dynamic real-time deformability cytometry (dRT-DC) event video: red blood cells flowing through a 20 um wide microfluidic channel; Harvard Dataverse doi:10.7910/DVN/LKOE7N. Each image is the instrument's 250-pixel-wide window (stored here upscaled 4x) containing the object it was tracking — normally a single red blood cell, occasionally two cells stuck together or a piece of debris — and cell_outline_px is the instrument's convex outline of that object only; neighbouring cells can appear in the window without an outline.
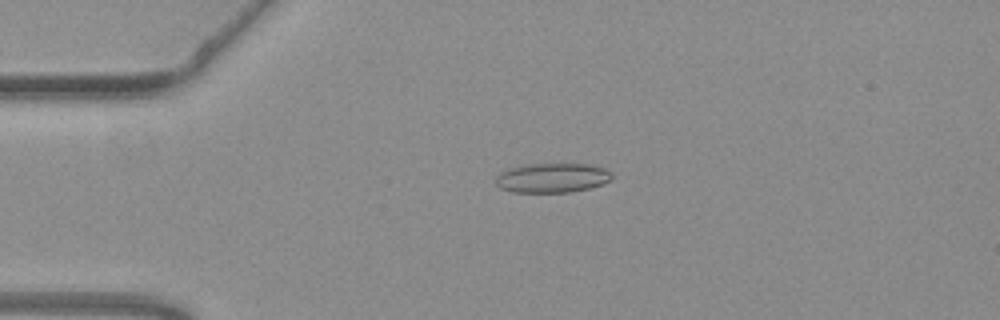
{"species": "common noctule bat (a hibernating species)", "species_latin": "Nyctalus noctula", "temperature_condition": "warm", "stored_images_in_passage": 44, "camera_frame_rate_fps": 3000, "um_per_image_px": 0.085, "animal": {"sex": "female", "body_mass_g": 19.3, "forearm_length_mm": 54.1}, "frame": {"image": 1, "passage_image": 2, "time_ms": 0.333, "image_size_px": [1000, 320], "cell_outline_px": [[612, 180], [588, 188], [572, 192], [512, 192], [500, 188], [496, 184], [496, 176], [500, 172], [508, 168], [528, 164], [588, 164], [604, 168], [612, 172]], "centroid_in_image_um": [46.92, 15.11], "position_along_channel_um": 38.1, "area_um2": 20.0}}
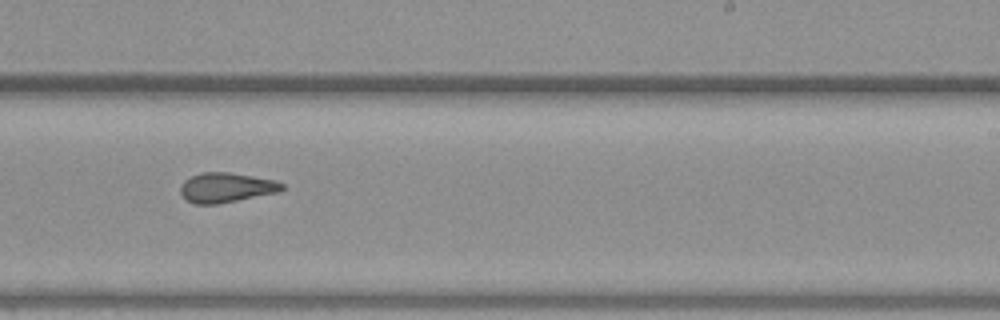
{"frame": {"image": 2, "passage_image": 23, "time_ms": 7.333, "image_size_px": [1000, 320], "cell_outline_px": [[284, 188], [280, 192], [216, 204], [196, 204], [188, 200], [180, 192], [180, 184], [184, 180], [200, 172], [228, 172], [276, 180], [284, 184]], "centroid_in_image_um": [19.24, 15.93], "position_along_channel_um": 269.8, "area_um2": 17.57}}
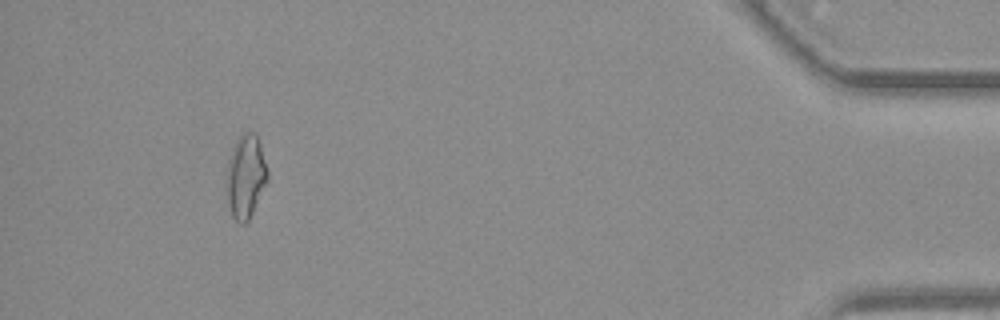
{"frame": {"image": 3, "passage_image": 40, "time_ms": 13.0, "image_size_px": [1000, 320], "cell_outline_px": [[268, 180], [248, 220], [244, 224], [240, 224], [232, 216], [228, 204], [224, 188], [224, 184], [228, 160], [232, 148], [236, 140], [244, 132], [256, 132], [268, 168]], "centroid_in_image_um": [20.85, 14.99], "position_along_channel_um": 414.3, "area_um2": 20.35}, "authors_computed_cell_mechanics": {"area_um2": 17.6868, "velocity_mm_per_s": 3.7761, "shape_relaxation_time_tau1_ms": null, "shape_relaxation_time_tau2_ms": 2.7465, "deformation_change_tau1": null, "deformation_change_tau2": 0.1172}}